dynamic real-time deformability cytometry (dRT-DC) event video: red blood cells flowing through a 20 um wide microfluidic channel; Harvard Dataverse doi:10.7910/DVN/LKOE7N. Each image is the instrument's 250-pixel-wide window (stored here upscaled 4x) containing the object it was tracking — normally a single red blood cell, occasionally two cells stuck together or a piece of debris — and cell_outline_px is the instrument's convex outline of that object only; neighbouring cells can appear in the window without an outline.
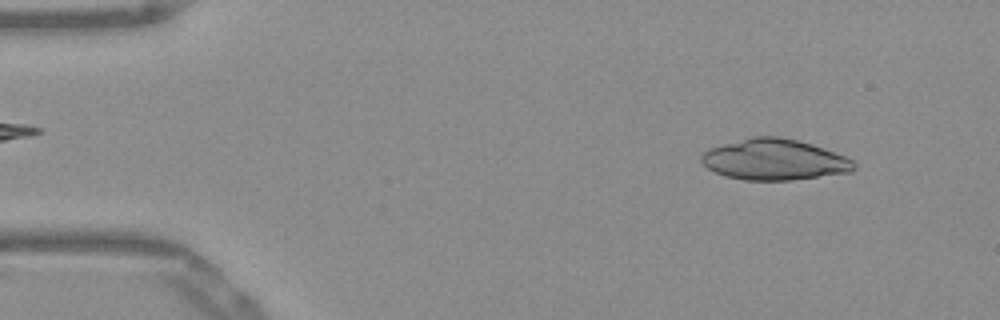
{"species": "Egyptian fruit bat (a non-hibernating species)", "species_latin": "Rousettus aegyptiacus", "temperature_condition": "warm", "stored_images_in_passage": 50, "camera_frame_rate_fps": 3000, "um_per_image_px": 0.085, "frame": {"image": 1, "passage_image": 4, "time_ms": 1.0, "image_size_px": [1000, 320], "cell_outline_px": [[856, 168], [852, 172], [792, 180], [744, 180], [724, 176], [708, 168], [700, 160], [700, 156], [708, 148], [752, 136], [780, 136], [812, 144], [844, 156], [852, 160], [856, 164]], "centroid_in_image_um": [65.81, 13.57], "position_along_channel_um": 19.2, "area_um2": 36.41}}